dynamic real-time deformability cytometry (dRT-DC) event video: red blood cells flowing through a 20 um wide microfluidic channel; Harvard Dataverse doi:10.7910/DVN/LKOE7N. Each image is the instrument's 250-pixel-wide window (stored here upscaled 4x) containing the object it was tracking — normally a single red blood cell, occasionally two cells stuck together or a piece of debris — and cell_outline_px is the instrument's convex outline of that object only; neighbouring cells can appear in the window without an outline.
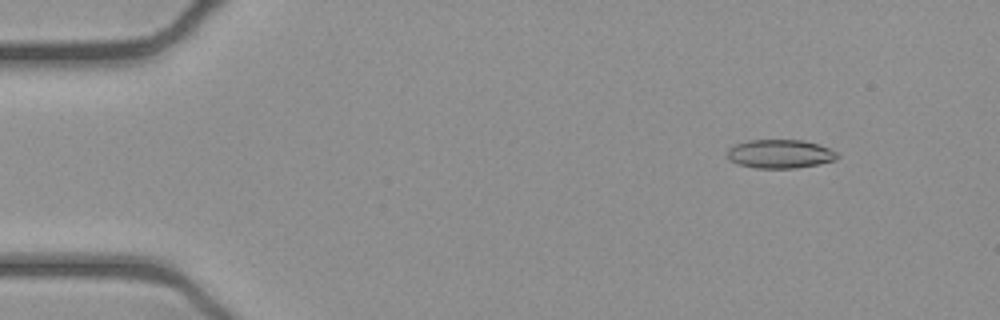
{"species": "common noctule bat (a hibernating species)", "species_latin": "Nyctalus noctula", "temperature_condition": "cold", "stored_images_in_passage": 52, "camera_frame_rate_fps": 3000, "um_per_image_px": 0.085, "animal": {"sex": "female", "body_mass_g": 21.9}, "frame": {"image": 1, "passage_image": 6, "time_ms": 1.667, "image_size_px": [1000, 320], "cell_outline_px": [[840, 156], [836, 160], [820, 164], [796, 168], [756, 168], [736, 164], [728, 160], [724, 156], [728, 148], [736, 144], [748, 140], [800, 140], [820, 144], [836, 152]], "centroid_in_image_um": [66.26, 13.09], "position_along_channel_um": 18.7, "area_um2": 18.73}}
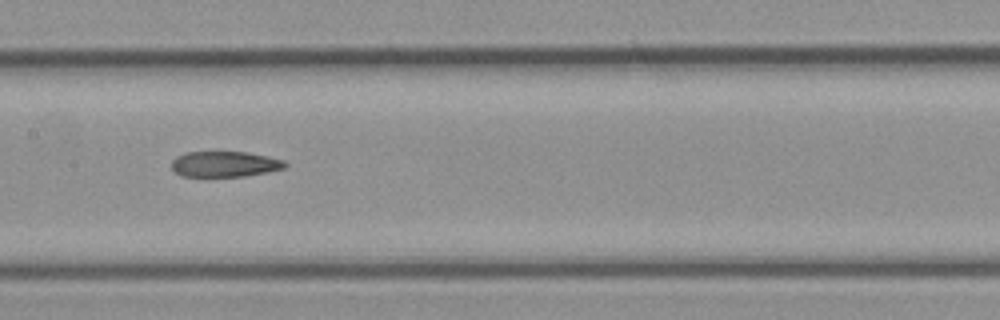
{"frame": {"image": 2, "passage_image": 26, "time_ms": 8.333, "image_size_px": [1000, 320], "cell_outline_px": [[288, 164], [284, 168], [244, 176], [180, 176], [172, 168], [172, 160], [176, 156], [184, 152], [248, 152], [268, 156], [284, 160]], "centroid_in_image_um": [19.08, 13.94], "position_along_channel_um": 188.3, "area_um2": 16.88}}
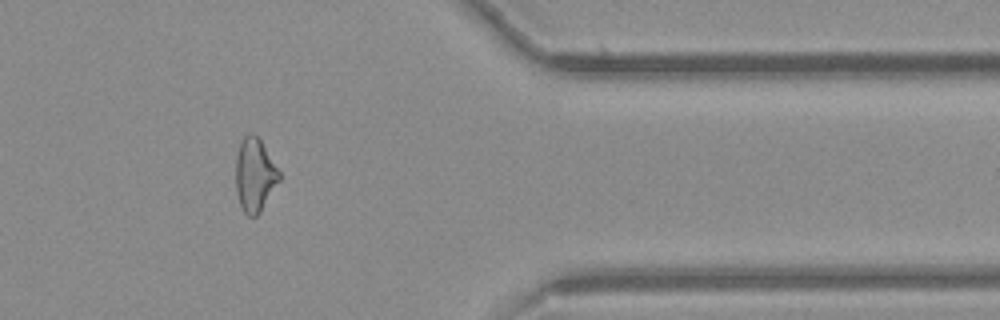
{"frame": {"image": 3, "passage_image": 43, "time_ms": 14.0, "image_size_px": [1000, 320], "cell_outline_px": [[280, 180], [260, 212], [256, 216], [248, 216], [244, 212], [240, 204], [236, 192], [236, 156], [240, 144], [244, 136], [248, 132], [252, 132], [260, 140], [280, 172]], "centroid_in_image_um": [21.65, 14.87], "position_along_channel_um": 389.8, "area_um2": 18.44}, "authors_computed_cell_mechanics": {"area_um2": 18.785, "velocity_mm_per_s": 3.9243, "shape_relaxation_time_tau1_ms": 10.2637, "shape_relaxation_time_tau2_ms": 4.3345, "deformation_change_tau1": 0.224, "deformation_change_tau2": 0.1474}}